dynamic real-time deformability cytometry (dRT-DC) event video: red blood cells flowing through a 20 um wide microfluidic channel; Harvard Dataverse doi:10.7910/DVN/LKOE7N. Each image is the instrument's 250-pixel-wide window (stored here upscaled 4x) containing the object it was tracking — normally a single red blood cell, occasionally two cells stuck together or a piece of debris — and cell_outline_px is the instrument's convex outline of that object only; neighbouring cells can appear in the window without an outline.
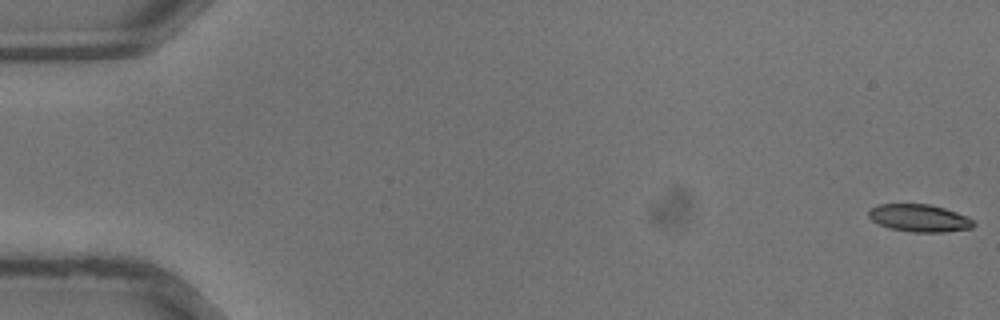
{"species": "common noctule bat (a hibernating species)", "species_latin": "Nyctalus noctula", "temperature_condition": "warm", "stored_images_in_passage": 38, "camera_frame_rate_fps": 3000, "um_per_image_px": 0.085, "animal": {"sex": "male", "body_mass_g": 13.3}, "frame": {"image": 1, "passage_image": 1, "time_ms": 0.0, "image_size_px": [1000, 320], "cell_outline_px": [[976, 224], [972, 228], [944, 232], [912, 232], [888, 228], [872, 220], [868, 216], [868, 212], [872, 208], [880, 204], [928, 204], [944, 208], [968, 216]], "centroid_in_image_um": [78.16, 18.54], "position_along_channel_um": 6.8, "area_um2": 16.76}}
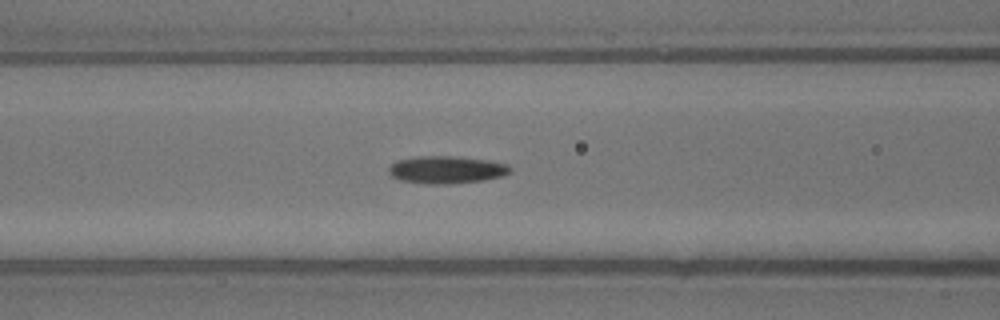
{"frame": {"image": 2, "passage_image": 16, "time_ms": 5.0, "image_size_px": [1000, 320], "cell_outline_px": [[512, 172], [504, 176], [484, 180], [448, 184], [424, 184], [400, 180], [392, 176], [388, 172], [388, 168], [396, 160], [416, 156], [452, 156], [488, 160], [508, 164], [512, 168]], "centroid_in_image_um": [37.97, 14.43], "position_along_channel_um": 128.6, "area_um2": 19.71}}
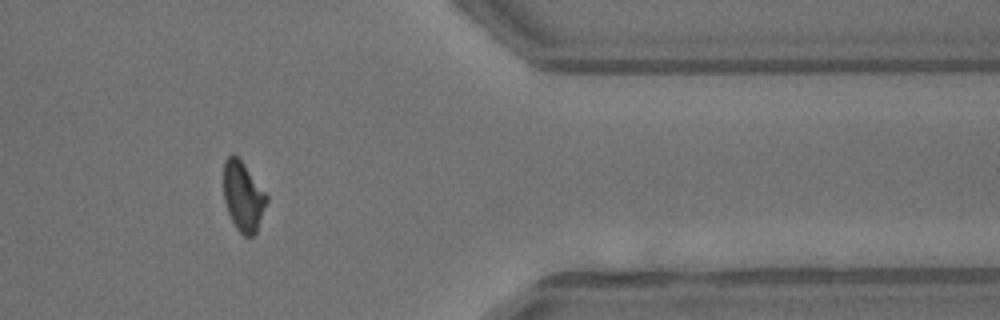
{"frame": {"image": 3, "passage_image": 31, "time_ms": 10.0, "image_size_px": [1000, 320], "cell_outline_px": [[268, 200], [256, 232], [252, 236], [244, 236], [236, 228], [228, 212], [224, 200], [224, 160], [228, 156], [236, 156], [244, 164], [268, 196]], "centroid_in_image_um": [20.67, 16.71], "position_along_channel_um": 390.7, "area_um2": 17.17}}